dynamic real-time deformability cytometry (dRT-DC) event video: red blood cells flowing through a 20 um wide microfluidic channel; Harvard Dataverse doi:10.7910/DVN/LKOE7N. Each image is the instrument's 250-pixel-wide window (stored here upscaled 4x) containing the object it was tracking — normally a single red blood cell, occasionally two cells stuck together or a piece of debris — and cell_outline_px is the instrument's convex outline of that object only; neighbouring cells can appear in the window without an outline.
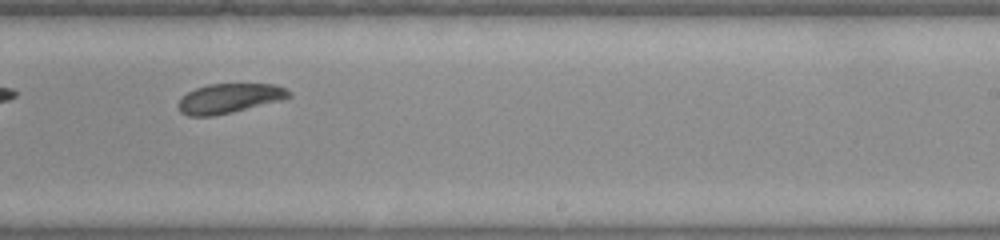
{"species": "common noctule bat (a hibernating species)", "species_latin": "Nyctalus noctula", "temperature_condition": "warm", "stored_images_in_passage": 28, "camera_frame_rate_fps": 3000, "um_per_image_px": 0.085, "animal": {"sex": "female", "body_mass_g": 22.0, "forearm_length_mm": 56.7}, "frame": {"image": 1, "passage_image": 13, "time_ms": 4.0, "image_size_px": [1000, 240], "cell_outline_px": [[292, 96], [280, 100], [232, 112], [212, 116], [188, 116], [180, 112], [180, 100], [188, 92], [196, 88], [208, 84], [272, 84], [284, 88], [292, 92]], "centroid_in_image_um": [19.5, 8.35], "position_along_channel_um": 269.5, "area_um2": 18.73}}
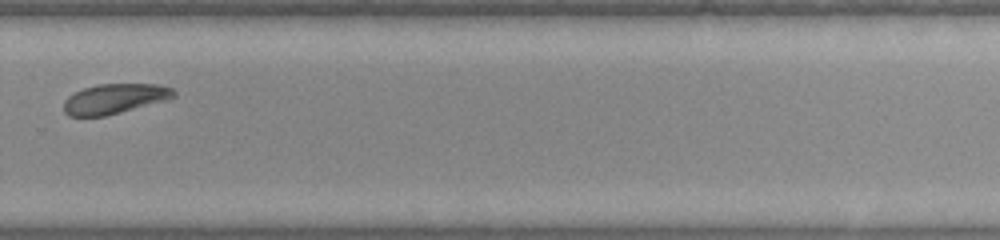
{"frame": {"image": 2, "passage_image": 16, "time_ms": 5.0, "image_size_px": [1000, 240], "cell_outline_px": [[176, 96], [104, 116], [68, 116], [64, 112], [64, 100], [68, 96], [84, 88], [100, 84], [156, 84], [172, 88], [176, 92]], "centroid_in_image_um": [9.69, 8.38], "position_along_channel_um": 320.1, "area_um2": 18.67}}